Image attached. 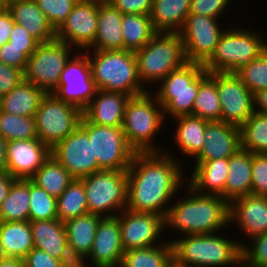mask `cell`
Returning a JSON list of instances; mask_svg holds the SVG:
<instances>
[{"label":"cell","instance_id":"6da1fadb","mask_svg":"<svg viewBox=\"0 0 267 267\" xmlns=\"http://www.w3.org/2000/svg\"><path fill=\"white\" fill-rule=\"evenodd\" d=\"M168 150L135 153L127 169L126 209L164 216L173 198H179L188 177L184 176V162Z\"/></svg>","mask_w":267,"mask_h":267},{"label":"cell","instance_id":"7a4b0ae2","mask_svg":"<svg viewBox=\"0 0 267 267\" xmlns=\"http://www.w3.org/2000/svg\"><path fill=\"white\" fill-rule=\"evenodd\" d=\"M185 186L184 197L174 198L163 216L165 231L171 229L186 236L216 233L230 227L226 200L220 195L199 194L187 183Z\"/></svg>","mask_w":267,"mask_h":267},{"label":"cell","instance_id":"3957f363","mask_svg":"<svg viewBox=\"0 0 267 267\" xmlns=\"http://www.w3.org/2000/svg\"><path fill=\"white\" fill-rule=\"evenodd\" d=\"M177 236L171 240L173 267H236L243 242L221 233Z\"/></svg>","mask_w":267,"mask_h":267},{"label":"cell","instance_id":"277c9868","mask_svg":"<svg viewBox=\"0 0 267 267\" xmlns=\"http://www.w3.org/2000/svg\"><path fill=\"white\" fill-rule=\"evenodd\" d=\"M97 90L122 92L130 97L150 91L139 80L134 51L85 50Z\"/></svg>","mask_w":267,"mask_h":267},{"label":"cell","instance_id":"5b68a950","mask_svg":"<svg viewBox=\"0 0 267 267\" xmlns=\"http://www.w3.org/2000/svg\"><path fill=\"white\" fill-rule=\"evenodd\" d=\"M244 28V29H243ZM228 25L220 36L214 53L203 64L209 73L235 74L249 65L265 49L267 40L260 31ZM260 34V35H259ZM263 36V37H262Z\"/></svg>","mask_w":267,"mask_h":267},{"label":"cell","instance_id":"8992f818","mask_svg":"<svg viewBox=\"0 0 267 267\" xmlns=\"http://www.w3.org/2000/svg\"><path fill=\"white\" fill-rule=\"evenodd\" d=\"M163 107L155 96L148 91L131 97L126 105L122 128L129 146L137 152H160L164 147L154 143L155 135L162 131ZM163 148V149H162Z\"/></svg>","mask_w":267,"mask_h":267},{"label":"cell","instance_id":"52a82bcc","mask_svg":"<svg viewBox=\"0 0 267 267\" xmlns=\"http://www.w3.org/2000/svg\"><path fill=\"white\" fill-rule=\"evenodd\" d=\"M209 75L203 64L186 62L170 72L157 86L150 90L163 107L165 120L192 115L199 84ZM168 115V116H167Z\"/></svg>","mask_w":267,"mask_h":267},{"label":"cell","instance_id":"ba28073f","mask_svg":"<svg viewBox=\"0 0 267 267\" xmlns=\"http://www.w3.org/2000/svg\"><path fill=\"white\" fill-rule=\"evenodd\" d=\"M137 73L142 85H157L187 61L179 33L158 32L143 48L135 51Z\"/></svg>","mask_w":267,"mask_h":267},{"label":"cell","instance_id":"9c48e42d","mask_svg":"<svg viewBox=\"0 0 267 267\" xmlns=\"http://www.w3.org/2000/svg\"><path fill=\"white\" fill-rule=\"evenodd\" d=\"M88 213L101 217L118 215L127 206V170H99L81 178Z\"/></svg>","mask_w":267,"mask_h":267},{"label":"cell","instance_id":"30bf717a","mask_svg":"<svg viewBox=\"0 0 267 267\" xmlns=\"http://www.w3.org/2000/svg\"><path fill=\"white\" fill-rule=\"evenodd\" d=\"M75 48L61 40L54 39L39 43L28 58L23 72L24 81L32 83L46 93H52L58 86L61 73L72 57Z\"/></svg>","mask_w":267,"mask_h":267},{"label":"cell","instance_id":"8fae6325","mask_svg":"<svg viewBox=\"0 0 267 267\" xmlns=\"http://www.w3.org/2000/svg\"><path fill=\"white\" fill-rule=\"evenodd\" d=\"M82 117L79 107L46 93L34 116L37 138L52 149L80 125Z\"/></svg>","mask_w":267,"mask_h":267},{"label":"cell","instance_id":"7c38bea8","mask_svg":"<svg viewBox=\"0 0 267 267\" xmlns=\"http://www.w3.org/2000/svg\"><path fill=\"white\" fill-rule=\"evenodd\" d=\"M80 126L92 139L93 157L101 170H127L130 167L136 152L127 143L122 127L93 124L84 116Z\"/></svg>","mask_w":267,"mask_h":267},{"label":"cell","instance_id":"4fadbf2b","mask_svg":"<svg viewBox=\"0 0 267 267\" xmlns=\"http://www.w3.org/2000/svg\"><path fill=\"white\" fill-rule=\"evenodd\" d=\"M77 53L66 63L58 86L52 94L83 111L94 98L97 89L92 79L88 55L85 51Z\"/></svg>","mask_w":267,"mask_h":267},{"label":"cell","instance_id":"5bb4252c","mask_svg":"<svg viewBox=\"0 0 267 267\" xmlns=\"http://www.w3.org/2000/svg\"><path fill=\"white\" fill-rule=\"evenodd\" d=\"M218 20L205 15L188 14L184 26L178 32L188 62L204 64L214 53L220 36L227 26L222 27Z\"/></svg>","mask_w":267,"mask_h":267},{"label":"cell","instance_id":"9a60e30c","mask_svg":"<svg viewBox=\"0 0 267 267\" xmlns=\"http://www.w3.org/2000/svg\"><path fill=\"white\" fill-rule=\"evenodd\" d=\"M51 155L76 179L101 170L93 157L92 139L80 125L51 149Z\"/></svg>","mask_w":267,"mask_h":267},{"label":"cell","instance_id":"2e32d148","mask_svg":"<svg viewBox=\"0 0 267 267\" xmlns=\"http://www.w3.org/2000/svg\"><path fill=\"white\" fill-rule=\"evenodd\" d=\"M124 251L160 245L165 240L163 216L152 212L124 209L119 214ZM164 239V240H163Z\"/></svg>","mask_w":267,"mask_h":267},{"label":"cell","instance_id":"e0dca14e","mask_svg":"<svg viewBox=\"0 0 267 267\" xmlns=\"http://www.w3.org/2000/svg\"><path fill=\"white\" fill-rule=\"evenodd\" d=\"M98 5L96 0H78L56 30V39L78 48L75 51L90 49L97 33Z\"/></svg>","mask_w":267,"mask_h":267},{"label":"cell","instance_id":"ac0fdd59","mask_svg":"<svg viewBox=\"0 0 267 267\" xmlns=\"http://www.w3.org/2000/svg\"><path fill=\"white\" fill-rule=\"evenodd\" d=\"M221 121L240 127L253 113V93L235 74L216 73Z\"/></svg>","mask_w":267,"mask_h":267},{"label":"cell","instance_id":"d6986e66","mask_svg":"<svg viewBox=\"0 0 267 267\" xmlns=\"http://www.w3.org/2000/svg\"><path fill=\"white\" fill-rule=\"evenodd\" d=\"M123 253L119 216L101 217L90 254L86 258L87 266H120Z\"/></svg>","mask_w":267,"mask_h":267},{"label":"cell","instance_id":"ffe728a7","mask_svg":"<svg viewBox=\"0 0 267 267\" xmlns=\"http://www.w3.org/2000/svg\"><path fill=\"white\" fill-rule=\"evenodd\" d=\"M50 155L51 149L38 138L7 141L6 170L15 179H30Z\"/></svg>","mask_w":267,"mask_h":267},{"label":"cell","instance_id":"44dd1931","mask_svg":"<svg viewBox=\"0 0 267 267\" xmlns=\"http://www.w3.org/2000/svg\"><path fill=\"white\" fill-rule=\"evenodd\" d=\"M229 224L252 239L267 232V197L249 194L234 199L229 204Z\"/></svg>","mask_w":267,"mask_h":267},{"label":"cell","instance_id":"7402d4cb","mask_svg":"<svg viewBox=\"0 0 267 267\" xmlns=\"http://www.w3.org/2000/svg\"><path fill=\"white\" fill-rule=\"evenodd\" d=\"M241 148L240 127L223 121L206 124L204 143L194 161L228 159Z\"/></svg>","mask_w":267,"mask_h":267},{"label":"cell","instance_id":"603a6c76","mask_svg":"<svg viewBox=\"0 0 267 267\" xmlns=\"http://www.w3.org/2000/svg\"><path fill=\"white\" fill-rule=\"evenodd\" d=\"M130 98L122 92L96 90L94 98L83 110V116L93 124L122 127L125 108Z\"/></svg>","mask_w":267,"mask_h":267},{"label":"cell","instance_id":"cb8c5ba5","mask_svg":"<svg viewBox=\"0 0 267 267\" xmlns=\"http://www.w3.org/2000/svg\"><path fill=\"white\" fill-rule=\"evenodd\" d=\"M6 9L16 24L24 27L39 43L56 39V30L34 0H14Z\"/></svg>","mask_w":267,"mask_h":267},{"label":"cell","instance_id":"d4e9b609","mask_svg":"<svg viewBox=\"0 0 267 267\" xmlns=\"http://www.w3.org/2000/svg\"><path fill=\"white\" fill-rule=\"evenodd\" d=\"M187 185L199 194L220 195L225 200L228 159L194 161Z\"/></svg>","mask_w":267,"mask_h":267},{"label":"cell","instance_id":"484cf974","mask_svg":"<svg viewBox=\"0 0 267 267\" xmlns=\"http://www.w3.org/2000/svg\"><path fill=\"white\" fill-rule=\"evenodd\" d=\"M122 19L123 14L111 3H99L96 38L87 50H124Z\"/></svg>","mask_w":267,"mask_h":267},{"label":"cell","instance_id":"4316f807","mask_svg":"<svg viewBox=\"0 0 267 267\" xmlns=\"http://www.w3.org/2000/svg\"><path fill=\"white\" fill-rule=\"evenodd\" d=\"M252 152L239 148L228 158V172L225 183V200L230 204L234 199L251 194Z\"/></svg>","mask_w":267,"mask_h":267},{"label":"cell","instance_id":"83f0119b","mask_svg":"<svg viewBox=\"0 0 267 267\" xmlns=\"http://www.w3.org/2000/svg\"><path fill=\"white\" fill-rule=\"evenodd\" d=\"M34 248L30 221L0 222V256L23 259Z\"/></svg>","mask_w":267,"mask_h":267},{"label":"cell","instance_id":"f1b7e54d","mask_svg":"<svg viewBox=\"0 0 267 267\" xmlns=\"http://www.w3.org/2000/svg\"><path fill=\"white\" fill-rule=\"evenodd\" d=\"M45 95L44 90L23 80L8 94L0 97V110L18 116L34 117Z\"/></svg>","mask_w":267,"mask_h":267},{"label":"cell","instance_id":"f546056e","mask_svg":"<svg viewBox=\"0 0 267 267\" xmlns=\"http://www.w3.org/2000/svg\"><path fill=\"white\" fill-rule=\"evenodd\" d=\"M191 0H153L150 18L157 32L178 33L189 14Z\"/></svg>","mask_w":267,"mask_h":267},{"label":"cell","instance_id":"4dcf8cb0","mask_svg":"<svg viewBox=\"0 0 267 267\" xmlns=\"http://www.w3.org/2000/svg\"><path fill=\"white\" fill-rule=\"evenodd\" d=\"M175 125V145L182 155L194 158L202 149L207 120L194 115H183L172 119Z\"/></svg>","mask_w":267,"mask_h":267},{"label":"cell","instance_id":"1f68e13d","mask_svg":"<svg viewBox=\"0 0 267 267\" xmlns=\"http://www.w3.org/2000/svg\"><path fill=\"white\" fill-rule=\"evenodd\" d=\"M30 226L34 248L60 260L63 247L68 242L64 222L59 219L30 221Z\"/></svg>","mask_w":267,"mask_h":267},{"label":"cell","instance_id":"d6a6232c","mask_svg":"<svg viewBox=\"0 0 267 267\" xmlns=\"http://www.w3.org/2000/svg\"><path fill=\"white\" fill-rule=\"evenodd\" d=\"M120 267H173L172 243L124 251Z\"/></svg>","mask_w":267,"mask_h":267},{"label":"cell","instance_id":"836d02e7","mask_svg":"<svg viewBox=\"0 0 267 267\" xmlns=\"http://www.w3.org/2000/svg\"><path fill=\"white\" fill-rule=\"evenodd\" d=\"M30 179H16L0 206V222L29 221Z\"/></svg>","mask_w":267,"mask_h":267},{"label":"cell","instance_id":"e575fe53","mask_svg":"<svg viewBox=\"0 0 267 267\" xmlns=\"http://www.w3.org/2000/svg\"><path fill=\"white\" fill-rule=\"evenodd\" d=\"M101 216L91 213L64 222L67 241L86 258L90 254Z\"/></svg>","mask_w":267,"mask_h":267},{"label":"cell","instance_id":"d590c367","mask_svg":"<svg viewBox=\"0 0 267 267\" xmlns=\"http://www.w3.org/2000/svg\"><path fill=\"white\" fill-rule=\"evenodd\" d=\"M157 33L150 15L123 14L122 35L125 50L135 52L143 48Z\"/></svg>","mask_w":267,"mask_h":267},{"label":"cell","instance_id":"8d00e7d4","mask_svg":"<svg viewBox=\"0 0 267 267\" xmlns=\"http://www.w3.org/2000/svg\"><path fill=\"white\" fill-rule=\"evenodd\" d=\"M70 173L52 156L43 163L30 180L58 198L73 181Z\"/></svg>","mask_w":267,"mask_h":267},{"label":"cell","instance_id":"74e56055","mask_svg":"<svg viewBox=\"0 0 267 267\" xmlns=\"http://www.w3.org/2000/svg\"><path fill=\"white\" fill-rule=\"evenodd\" d=\"M192 115L208 122L221 121V103L217 92L216 73H209L199 84Z\"/></svg>","mask_w":267,"mask_h":267},{"label":"cell","instance_id":"f35d334b","mask_svg":"<svg viewBox=\"0 0 267 267\" xmlns=\"http://www.w3.org/2000/svg\"><path fill=\"white\" fill-rule=\"evenodd\" d=\"M57 217L61 222L88 214L87 198L82 179L74 178L57 198Z\"/></svg>","mask_w":267,"mask_h":267},{"label":"cell","instance_id":"ab89813d","mask_svg":"<svg viewBox=\"0 0 267 267\" xmlns=\"http://www.w3.org/2000/svg\"><path fill=\"white\" fill-rule=\"evenodd\" d=\"M241 148L267 154V116L254 112L240 126Z\"/></svg>","mask_w":267,"mask_h":267},{"label":"cell","instance_id":"60d3db41","mask_svg":"<svg viewBox=\"0 0 267 267\" xmlns=\"http://www.w3.org/2000/svg\"><path fill=\"white\" fill-rule=\"evenodd\" d=\"M0 135L6 141L37 138L34 117L18 116L0 110Z\"/></svg>","mask_w":267,"mask_h":267},{"label":"cell","instance_id":"b9f144b4","mask_svg":"<svg viewBox=\"0 0 267 267\" xmlns=\"http://www.w3.org/2000/svg\"><path fill=\"white\" fill-rule=\"evenodd\" d=\"M56 204V197L30 180L29 221L58 219Z\"/></svg>","mask_w":267,"mask_h":267},{"label":"cell","instance_id":"7bdbcfd3","mask_svg":"<svg viewBox=\"0 0 267 267\" xmlns=\"http://www.w3.org/2000/svg\"><path fill=\"white\" fill-rule=\"evenodd\" d=\"M235 75L253 94L267 89V49L249 65L238 70Z\"/></svg>","mask_w":267,"mask_h":267},{"label":"cell","instance_id":"ee69618b","mask_svg":"<svg viewBox=\"0 0 267 267\" xmlns=\"http://www.w3.org/2000/svg\"><path fill=\"white\" fill-rule=\"evenodd\" d=\"M46 15L50 24L57 30L66 20L78 0H34Z\"/></svg>","mask_w":267,"mask_h":267},{"label":"cell","instance_id":"f6af8a7d","mask_svg":"<svg viewBox=\"0 0 267 267\" xmlns=\"http://www.w3.org/2000/svg\"><path fill=\"white\" fill-rule=\"evenodd\" d=\"M250 240L241 247L242 260L251 267L267 266V232Z\"/></svg>","mask_w":267,"mask_h":267},{"label":"cell","instance_id":"bcb514c9","mask_svg":"<svg viewBox=\"0 0 267 267\" xmlns=\"http://www.w3.org/2000/svg\"><path fill=\"white\" fill-rule=\"evenodd\" d=\"M251 194L267 197V154L253 153Z\"/></svg>","mask_w":267,"mask_h":267},{"label":"cell","instance_id":"7dc6e473","mask_svg":"<svg viewBox=\"0 0 267 267\" xmlns=\"http://www.w3.org/2000/svg\"><path fill=\"white\" fill-rule=\"evenodd\" d=\"M233 0H191L189 14L205 15L221 19ZM229 5V6H228ZM220 17V18H219Z\"/></svg>","mask_w":267,"mask_h":267},{"label":"cell","instance_id":"c3c4849f","mask_svg":"<svg viewBox=\"0 0 267 267\" xmlns=\"http://www.w3.org/2000/svg\"><path fill=\"white\" fill-rule=\"evenodd\" d=\"M8 42L12 47L20 49L27 58L34 53L39 45V42L34 39L24 27L16 23L13 25Z\"/></svg>","mask_w":267,"mask_h":267},{"label":"cell","instance_id":"681fc988","mask_svg":"<svg viewBox=\"0 0 267 267\" xmlns=\"http://www.w3.org/2000/svg\"><path fill=\"white\" fill-rule=\"evenodd\" d=\"M23 80V71L0 61V97L8 94Z\"/></svg>","mask_w":267,"mask_h":267},{"label":"cell","instance_id":"f907efd6","mask_svg":"<svg viewBox=\"0 0 267 267\" xmlns=\"http://www.w3.org/2000/svg\"><path fill=\"white\" fill-rule=\"evenodd\" d=\"M111 4L122 14L150 15L153 0H113Z\"/></svg>","mask_w":267,"mask_h":267},{"label":"cell","instance_id":"816d5d0a","mask_svg":"<svg viewBox=\"0 0 267 267\" xmlns=\"http://www.w3.org/2000/svg\"><path fill=\"white\" fill-rule=\"evenodd\" d=\"M0 61L24 72L28 58L7 42L0 47Z\"/></svg>","mask_w":267,"mask_h":267},{"label":"cell","instance_id":"f5cc1de1","mask_svg":"<svg viewBox=\"0 0 267 267\" xmlns=\"http://www.w3.org/2000/svg\"><path fill=\"white\" fill-rule=\"evenodd\" d=\"M22 260L25 267H61L60 260L37 248H33Z\"/></svg>","mask_w":267,"mask_h":267},{"label":"cell","instance_id":"db71d44e","mask_svg":"<svg viewBox=\"0 0 267 267\" xmlns=\"http://www.w3.org/2000/svg\"><path fill=\"white\" fill-rule=\"evenodd\" d=\"M86 257L78 252L68 242L60 255L61 267H87Z\"/></svg>","mask_w":267,"mask_h":267},{"label":"cell","instance_id":"11a10c76","mask_svg":"<svg viewBox=\"0 0 267 267\" xmlns=\"http://www.w3.org/2000/svg\"><path fill=\"white\" fill-rule=\"evenodd\" d=\"M15 22L9 11L0 9V47L7 43Z\"/></svg>","mask_w":267,"mask_h":267},{"label":"cell","instance_id":"9f6ffc18","mask_svg":"<svg viewBox=\"0 0 267 267\" xmlns=\"http://www.w3.org/2000/svg\"><path fill=\"white\" fill-rule=\"evenodd\" d=\"M254 112L267 116V89L253 94Z\"/></svg>","mask_w":267,"mask_h":267},{"label":"cell","instance_id":"6f0895ef","mask_svg":"<svg viewBox=\"0 0 267 267\" xmlns=\"http://www.w3.org/2000/svg\"><path fill=\"white\" fill-rule=\"evenodd\" d=\"M16 179L11 176L8 172L0 174V206L2 205L4 199L7 197L12 183Z\"/></svg>","mask_w":267,"mask_h":267},{"label":"cell","instance_id":"680465c9","mask_svg":"<svg viewBox=\"0 0 267 267\" xmlns=\"http://www.w3.org/2000/svg\"><path fill=\"white\" fill-rule=\"evenodd\" d=\"M6 149H7V141L0 135V174L7 172Z\"/></svg>","mask_w":267,"mask_h":267},{"label":"cell","instance_id":"91938a15","mask_svg":"<svg viewBox=\"0 0 267 267\" xmlns=\"http://www.w3.org/2000/svg\"><path fill=\"white\" fill-rule=\"evenodd\" d=\"M0 267H25V265L22 259L0 256Z\"/></svg>","mask_w":267,"mask_h":267},{"label":"cell","instance_id":"94428289","mask_svg":"<svg viewBox=\"0 0 267 267\" xmlns=\"http://www.w3.org/2000/svg\"><path fill=\"white\" fill-rule=\"evenodd\" d=\"M7 0H0V9H5L7 7Z\"/></svg>","mask_w":267,"mask_h":267},{"label":"cell","instance_id":"6125c7cd","mask_svg":"<svg viewBox=\"0 0 267 267\" xmlns=\"http://www.w3.org/2000/svg\"><path fill=\"white\" fill-rule=\"evenodd\" d=\"M251 267L249 265H247L243 260H241L238 264H237V267Z\"/></svg>","mask_w":267,"mask_h":267},{"label":"cell","instance_id":"be15d7a7","mask_svg":"<svg viewBox=\"0 0 267 267\" xmlns=\"http://www.w3.org/2000/svg\"><path fill=\"white\" fill-rule=\"evenodd\" d=\"M98 3H111L113 0H96Z\"/></svg>","mask_w":267,"mask_h":267}]
</instances>
